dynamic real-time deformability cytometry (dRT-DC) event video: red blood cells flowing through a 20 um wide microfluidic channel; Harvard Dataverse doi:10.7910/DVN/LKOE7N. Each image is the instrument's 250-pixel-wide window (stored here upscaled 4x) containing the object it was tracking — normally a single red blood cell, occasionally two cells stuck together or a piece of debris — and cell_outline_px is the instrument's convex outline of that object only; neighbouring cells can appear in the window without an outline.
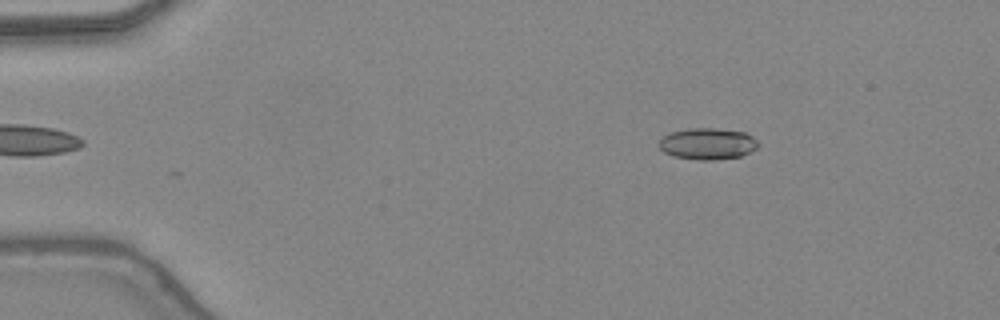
{"species": "common noctule bat (a hibernating species)", "species_latin": "Nyctalus noctula", "temperature_condition": "warm", "stored_images_in_passage": 37, "camera_frame_rate_fps": 3000, "um_per_image_px": 0.085, "animal": {"sex": "female", "body_mass_g": 24.6, "forearm_length_mm": 56.2}, "frame": {"image": 1, "passage_image": 2, "time_ms": 0.333, "image_size_px": [1000, 320], "cell_outline_px": [[760, 144], [756, 148], [740, 156], [712, 160], [700, 160], [672, 156], [664, 152], [660, 148], [660, 140], [668, 132], [688, 128], [716, 128], [744, 132], [752, 136]], "centroid_in_image_um": [60.13, 12.21], "position_along_channel_um": 24.9, "area_um2": 18.15}}
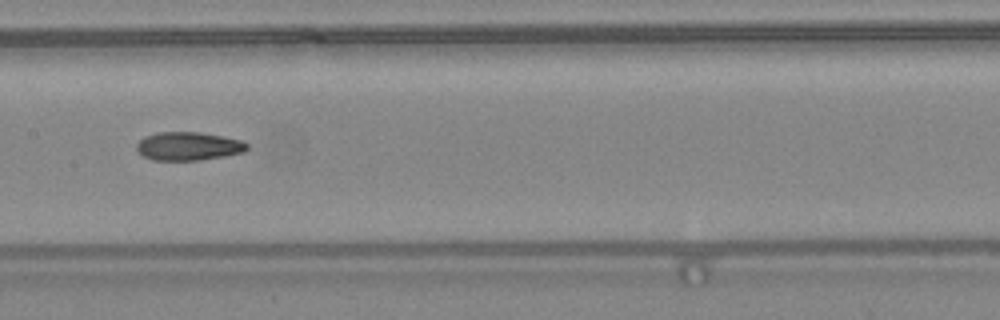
{"frame": {"image": 2, "passage_image": 19, "time_ms": 6.0, "image_size_px": [1000, 320], "cell_outline_px": [[248, 148], [244, 152], [224, 156], [196, 160], [152, 160], [136, 152], [136, 144], [144, 136], [156, 132], [200, 132], [240, 140], [248, 144]], "centroid_in_image_um": [15.96, 12.42], "position_along_channel_um": 191.4, "area_um2": 18.26}}
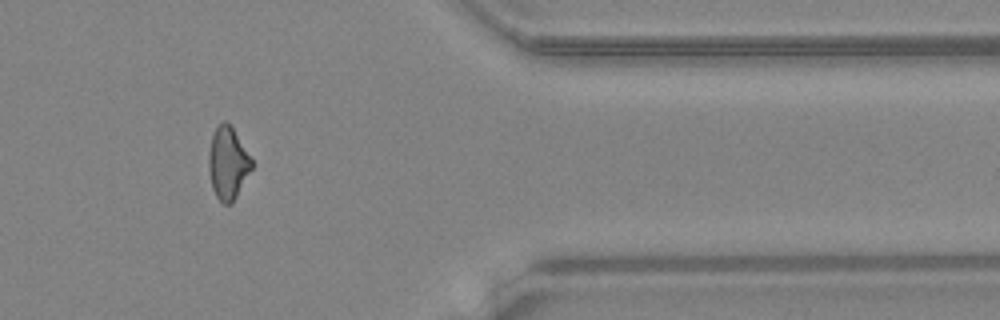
{"frame": {"image": 3, "passage_image": 34, "time_ms": 11.0, "image_size_px": [1000, 320], "cell_outline_px": [[252, 168], [232, 204], [224, 204], [216, 196], [212, 188], [208, 168], [208, 156], [212, 136], [216, 128], [224, 120], [228, 120], [252, 160]], "centroid_in_image_um": [19.35, 13.87], "position_along_channel_um": 392.0, "area_um2": 17.98}, "authors_computed_cell_mechanics": {"area_um2": 18.3804, "velocity_mm_per_s": 4.4258, "shape_relaxation_time_tau1_ms": null, "shape_relaxation_time_tau2_ms": 2.4745, "deformation_change_tau1": null, "deformation_change_tau2": 0.1009}}